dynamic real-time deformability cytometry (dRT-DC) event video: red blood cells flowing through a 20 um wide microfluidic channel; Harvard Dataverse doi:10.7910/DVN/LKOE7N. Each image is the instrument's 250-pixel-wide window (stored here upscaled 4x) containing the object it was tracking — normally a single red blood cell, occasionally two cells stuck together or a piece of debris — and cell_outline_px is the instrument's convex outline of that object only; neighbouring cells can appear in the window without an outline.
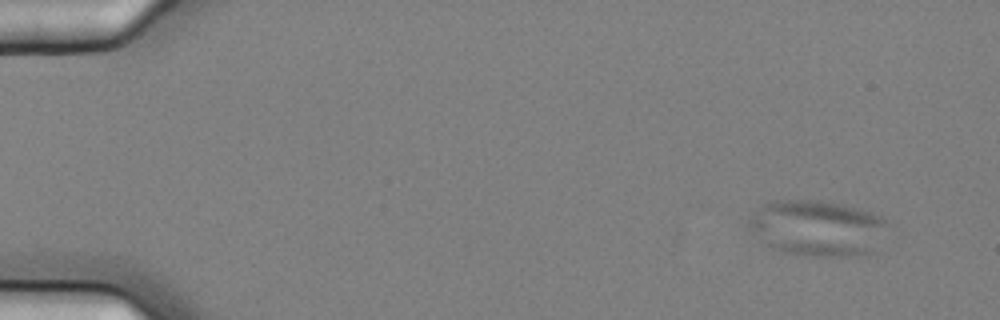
{"species": "common noctule bat (a hibernating species)", "species_latin": "Nyctalus noctula", "temperature_condition": "cold", "stored_images_in_passage": 4, "camera_frame_rate_fps": 3000, "um_per_image_px": 0.085, "animal": {"sex": "female", "body_mass_g": 25.1}, "frame": {"image": 1, "passage_image": 1, "time_ms": 0.0, "image_size_px": [1000, 320], "cell_outline_px": [[888, 224], [876, 252], [848, 256], [804, 256], [784, 252], [772, 248], [764, 244], [748, 228], [748, 216], [764, 204], [776, 200], [832, 200], [872, 212], [880, 216]], "centroid_in_image_um": [69.47, 19.38], "position_along_channel_um": 15.5, "area_um2": 45.95}}